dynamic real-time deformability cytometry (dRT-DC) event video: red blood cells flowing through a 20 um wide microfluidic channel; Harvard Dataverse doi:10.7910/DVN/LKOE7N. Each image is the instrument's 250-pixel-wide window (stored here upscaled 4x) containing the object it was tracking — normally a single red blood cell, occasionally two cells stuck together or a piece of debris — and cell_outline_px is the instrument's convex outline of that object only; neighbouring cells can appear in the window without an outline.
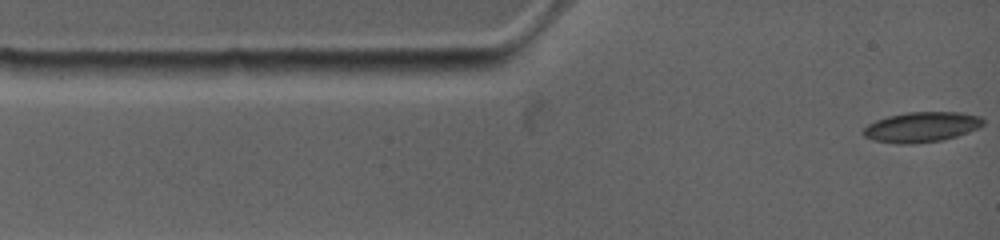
{"species": "common noctule bat (a hibernating species)", "species_latin": "Nyctalus noctula", "temperature_condition": "warm", "stored_images_in_passage": 23, "camera_frame_rate_fps": 4500, "um_per_image_px": 0.085, "animal": {"sex": "female", "body_mass_g": 19.0, "forearm_length_mm": 53.3}, "frame": {"image": 1, "passage_image": 1, "time_ms": 0.0, "image_size_px": [1000, 240], "cell_outline_px": [[980, 124], [976, 128], [956, 136], [940, 140], [912, 144], [900, 144], [876, 140], [864, 136], [864, 128], [880, 120], [892, 116], [912, 112], [952, 112], [976, 116], [980, 120]], "centroid_in_image_um": [78.29, 10.81], "position_along_channel_um": 6.7, "area_um2": 19.88}}
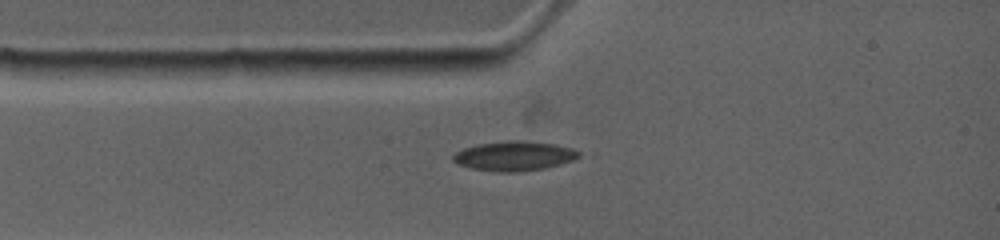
{"frame": {"image": 2, "passage_image": 13, "time_ms": 2.0, "image_size_px": [1000, 240], "cell_outline_px": [[580, 152], [572, 160], [544, 168], [512, 172], [500, 172], [472, 168], [460, 164], [452, 160], [452, 156], [456, 152], [464, 148], [484, 144], [552, 144], [568, 148]], "centroid_in_image_um": [43.64, 13.33], "position_along_channel_um": 41.4, "area_um2": 19.71}}
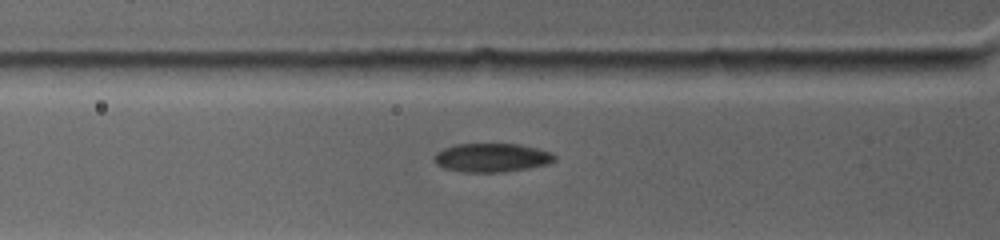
{"frame": {"image": 3, "passage_image": 20, "time_ms": 3.111, "image_size_px": [1000, 240], "cell_outline_px": [[556, 156], [552, 160], [544, 164], [504, 172], [464, 172], [444, 168], [436, 164], [436, 156], [444, 148], [460, 144], [512, 144], [532, 148], [548, 152]], "centroid_in_image_um": [41.73, 13.41], "position_along_channel_um": 84.1, "area_um2": 19.25}}